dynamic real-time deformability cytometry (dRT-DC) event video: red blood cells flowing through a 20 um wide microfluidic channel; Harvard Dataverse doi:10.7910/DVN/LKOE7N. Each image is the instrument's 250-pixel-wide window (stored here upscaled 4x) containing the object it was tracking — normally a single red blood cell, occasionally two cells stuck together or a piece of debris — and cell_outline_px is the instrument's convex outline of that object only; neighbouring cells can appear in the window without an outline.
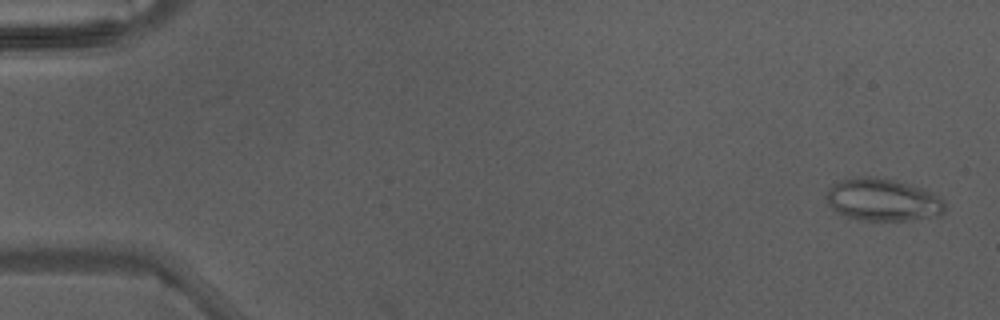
{"species": "Egyptian fruit bat (a non-hibernating species)", "species_latin": "Rousettus aegyptiacus", "temperature_condition": "warm", "stored_images_in_passage": 5, "camera_frame_rate_fps": 3000, "um_per_image_px": 0.085, "animal": {"sex": "male"}, "frame": {"image": 1, "passage_image": 1, "time_ms": 0.0, "image_size_px": [1000, 320], "cell_outline_px": [[944, 212], [936, 216], [908, 220], [856, 220], [844, 216], [832, 208], [828, 204], [824, 196], [828, 188], [832, 184], [840, 180], [864, 176], [868, 176], [892, 180], [924, 188], [932, 192], [944, 200]], "centroid_in_image_um": [74.99, 16.99], "position_along_channel_um": 10.0, "area_um2": 29.36}}
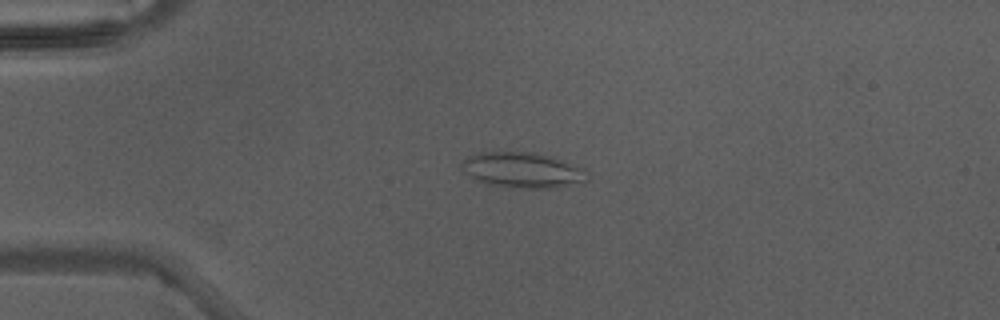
{"frame": {"image": 2, "passage_image": 4, "time_ms": 1.0, "image_size_px": [1000, 320], "cell_outline_px": [[588, 180], [552, 188], [528, 188], [488, 184], [476, 180], [460, 164], [468, 156], [476, 152], [532, 152], [552, 156], [588, 168]], "centroid_in_image_um": [44.49, 14.43], "position_along_channel_um": 40.5, "area_um2": 25.84}}